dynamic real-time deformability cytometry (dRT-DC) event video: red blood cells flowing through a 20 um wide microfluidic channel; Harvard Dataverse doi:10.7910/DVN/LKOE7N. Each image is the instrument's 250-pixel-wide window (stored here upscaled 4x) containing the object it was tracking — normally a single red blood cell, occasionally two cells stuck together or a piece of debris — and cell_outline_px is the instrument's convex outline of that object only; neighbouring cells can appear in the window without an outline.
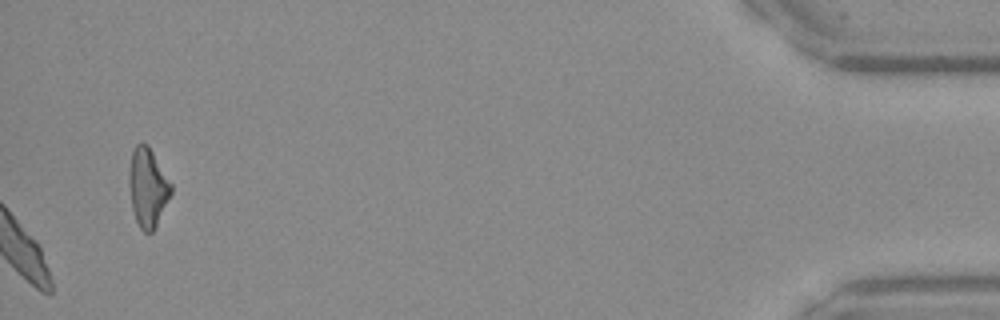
{"species": "Egyptian fruit bat (a non-hibernating species)", "species_latin": "Rousettus aegyptiacus", "temperature_condition": "warm", "stored_images_in_passage": 39, "camera_frame_rate_fps": 3000, "um_per_image_px": 0.085, "frame": {"image": 1, "passage_image": 39, "time_ms": 12.667, "image_size_px": [1000, 320], "cell_outline_px": [[172, 192], [152, 232], [144, 232], [140, 228], [136, 220], [132, 208], [128, 184], [128, 176], [132, 152], [136, 144], [148, 144], [172, 184]], "centroid_in_image_um": [12.54, 15.92], "position_along_channel_um": 422.7, "area_um2": 19.07}}